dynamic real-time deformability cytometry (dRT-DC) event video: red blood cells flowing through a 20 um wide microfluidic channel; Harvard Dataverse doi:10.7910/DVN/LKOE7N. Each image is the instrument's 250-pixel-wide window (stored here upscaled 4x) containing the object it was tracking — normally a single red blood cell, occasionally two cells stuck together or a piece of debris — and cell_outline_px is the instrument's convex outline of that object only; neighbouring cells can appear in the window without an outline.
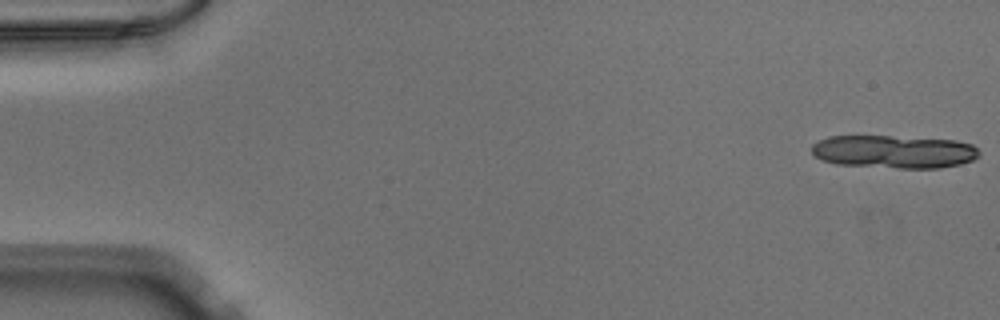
{"species": "Egyptian fruit bat (a non-hibernating species)", "species_latin": "Rousettus aegyptiacus", "temperature_condition": "warm", "stored_images_in_passage": 11, "camera_frame_rate_fps": 3000, "um_per_image_px": 0.085, "animal": {"sex": "male"}, "frame": {"image": 1, "passage_image": 1, "time_ms": 0.0, "image_size_px": [1000, 320], "cell_outline_px": [[980, 156], [972, 160], [960, 164], [940, 168], [900, 168], [836, 164], [824, 160], [816, 156], [812, 152], [812, 144], [828, 136], [892, 136], [956, 140], [972, 144], [980, 152]], "centroid_in_image_um": [76.02, 12.89], "position_along_channel_um": 9.0, "area_um2": 32.25}}